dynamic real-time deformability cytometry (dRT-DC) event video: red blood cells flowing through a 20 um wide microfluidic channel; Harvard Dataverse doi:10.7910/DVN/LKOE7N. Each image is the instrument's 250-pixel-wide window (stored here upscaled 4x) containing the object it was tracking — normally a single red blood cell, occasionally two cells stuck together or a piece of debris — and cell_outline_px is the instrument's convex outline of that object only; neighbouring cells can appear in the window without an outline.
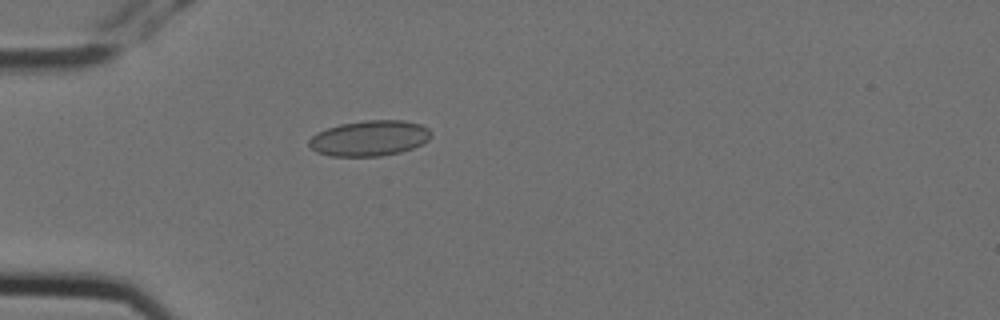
{"species": "Egyptian fruit bat (a non-hibernating species)", "species_latin": "Rousettus aegyptiacus", "temperature_condition": "cold", "stored_images_in_passage": 5, "camera_frame_rate_fps": 3000, "um_per_image_px": 0.085, "animal": {"sex": "female"}, "frame": {"image": 1, "passage_image": 5, "time_ms": 1.333, "image_size_px": [1000, 320], "cell_outline_px": [[432, 136], [428, 140], [412, 148], [400, 152], [380, 156], [328, 156], [316, 152], [308, 144], [308, 140], [316, 132], [340, 124], [364, 120], [404, 120], [420, 124], [428, 128], [432, 132]], "centroid_in_image_um": [31.4, 11.74], "position_along_channel_um": 53.6, "area_um2": 25.37}}